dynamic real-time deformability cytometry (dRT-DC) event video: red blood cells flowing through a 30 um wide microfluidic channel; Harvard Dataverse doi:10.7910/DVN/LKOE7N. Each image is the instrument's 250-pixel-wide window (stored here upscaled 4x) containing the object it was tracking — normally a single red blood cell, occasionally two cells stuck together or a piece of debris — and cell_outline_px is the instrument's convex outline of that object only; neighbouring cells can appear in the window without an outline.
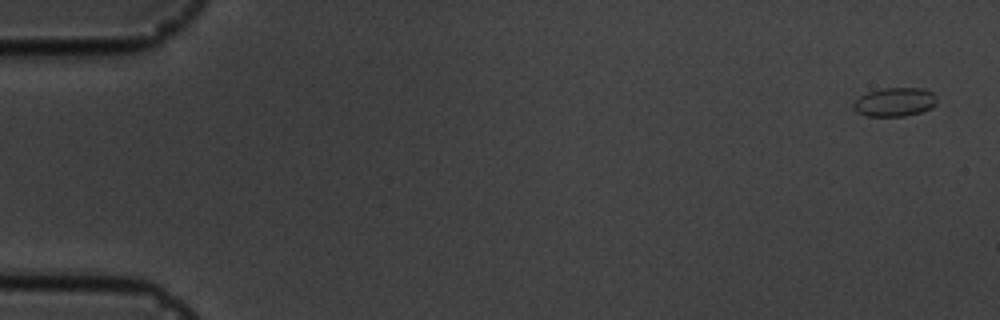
{"species": "common noctule bat (a hibernating species)", "species_latin": "Nyctalus noctula", "temperature_condition": "cold", "stored_images_in_passage": 6, "camera_frame_rate_fps": 3000, "um_per_image_px": 0.085, "animal": {"sex": "male", "body_mass_g": 19.5, "forearm_length_mm": 54.6}, "frame": {"image": 1, "passage_image": 1, "time_ms": 0.0, "image_size_px": [1000, 320], "cell_outline_px": [[936, 104], [932, 108], [920, 112], [904, 116], [868, 116], [856, 112], [852, 108], [852, 104], [860, 96], [868, 92], [884, 88], [924, 88], [932, 92], [936, 96]], "centroid_in_image_um": [76.05, 8.67], "position_along_channel_um": 8.9, "area_um2": 14.05}}
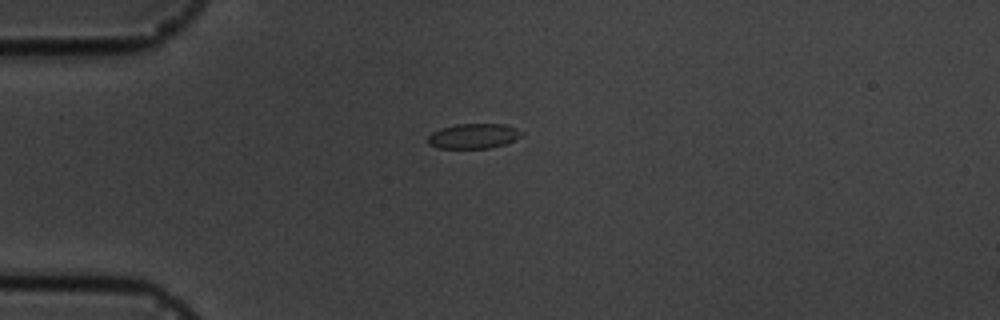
{"frame": {"image": 2, "passage_image": 4, "time_ms": 4.333, "image_size_px": [1000, 320], "cell_outline_px": [[524, 136], [504, 144], [488, 148], [440, 148], [428, 144], [428, 136], [432, 132], [440, 128], [456, 124], [504, 124], [516, 128], [524, 132]], "centroid_in_image_um": [40.27, 11.56], "position_along_channel_um": 44.7, "area_um2": 13.7}}
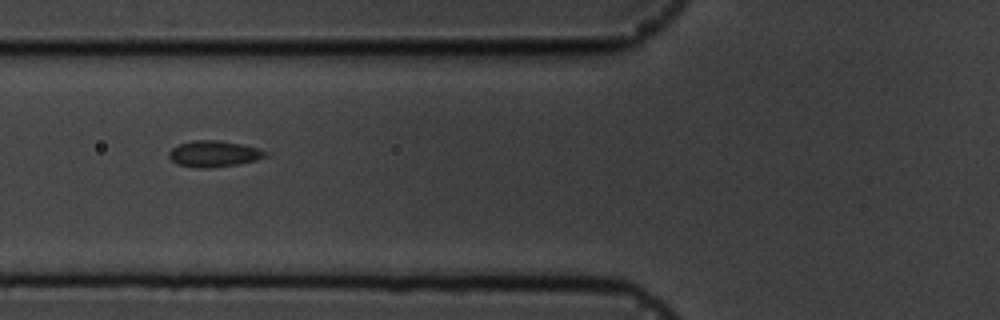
{"frame": {"image": 3, "passage_image": 6, "time_ms": 6.667, "image_size_px": [1000, 320], "cell_outline_px": [[268, 156], [256, 160], [236, 164], [212, 168], [196, 168], [176, 164], [168, 156], [168, 152], [172, 148], [180, 144], [192, 140], [220, 140], [240, 144], [256, 148], [268, 152]], "centroid_in_image_um": [18.15, 13.08], "position_along_channel_um": 107.6, "area_um2": 14.74}}